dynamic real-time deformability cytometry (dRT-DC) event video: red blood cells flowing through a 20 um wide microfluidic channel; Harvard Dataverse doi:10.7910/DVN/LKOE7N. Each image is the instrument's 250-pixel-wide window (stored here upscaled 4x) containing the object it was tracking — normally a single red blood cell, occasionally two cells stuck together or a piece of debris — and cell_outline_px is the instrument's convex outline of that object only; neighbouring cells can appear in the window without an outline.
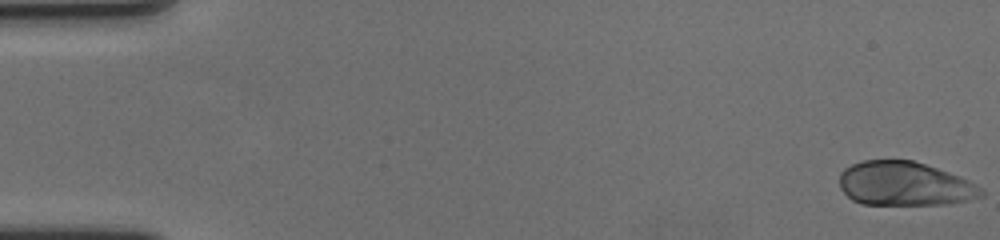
{"species": "human", "species_latin": "Homo sapiens", "temperature_condition": "cold", "stored_images_in_passage": 58, "camera_frame_rate_fps": 3000, "um_per_image_px": 0.085, "donor": {"sex": "female"}, "frame": {"image": 1, "passage_image": 1, "time_ms": 0.0, "image_size_px": [1000, 240], "cell_outline_px": [[984, 196], [968, 200], [948, 204], [860, 204], [852, 200], [840, 188], [840, 172], [844, 168], [860, 160], [912, 160], [948, 172], [968, 180], [976, 184], [984, 192]], "centroid_in_image_um": [76.87, 15.62], "position_along_channel_um": 8.1, "area_um2": 36.3}}
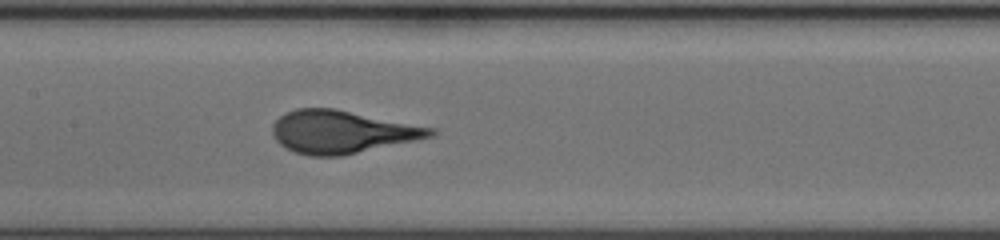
{"frame": {"image": 2, "passage_image": 29, "time_ms": 9.333, "image_size_px": [1000, 240], "cell_outline_px": [[436, 136], [344, 156], [308, 156], [296, 152], [280, 144], [272, 136], [272, 124], [280, 116], [296, 108], [336, 108], [436, 128]], "centroid_in_image_um": [29.1, 11.21], "position_along_channel_um": 178.3, "area_um2": 39.82}}
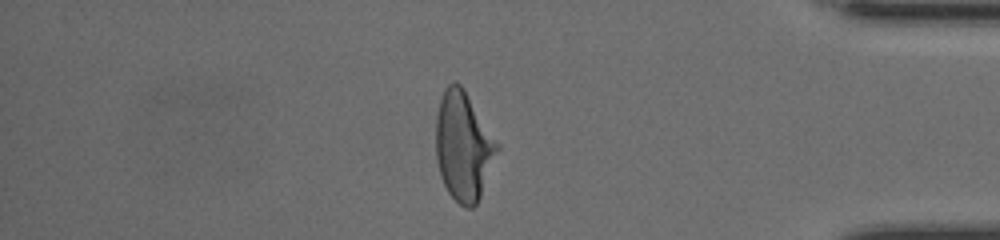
{"frame": {"image": 3, "passage_image": 50, "time_ms": 16.333, "image_size_px": [1000, 240], "cell_outline_px": [[500, 148], [480, 196], [476, 204], [472, 208], [464, 208], [448, 192], [440, 176], [436, 160], [436, 116], [440, 100], [444, 88], [452, 80], [460, 84], [500, 144]], "centroid_in_image_um": [39.38, 12.42], "position_along_channel_um": 395.8, "area_um2": 38.84}}